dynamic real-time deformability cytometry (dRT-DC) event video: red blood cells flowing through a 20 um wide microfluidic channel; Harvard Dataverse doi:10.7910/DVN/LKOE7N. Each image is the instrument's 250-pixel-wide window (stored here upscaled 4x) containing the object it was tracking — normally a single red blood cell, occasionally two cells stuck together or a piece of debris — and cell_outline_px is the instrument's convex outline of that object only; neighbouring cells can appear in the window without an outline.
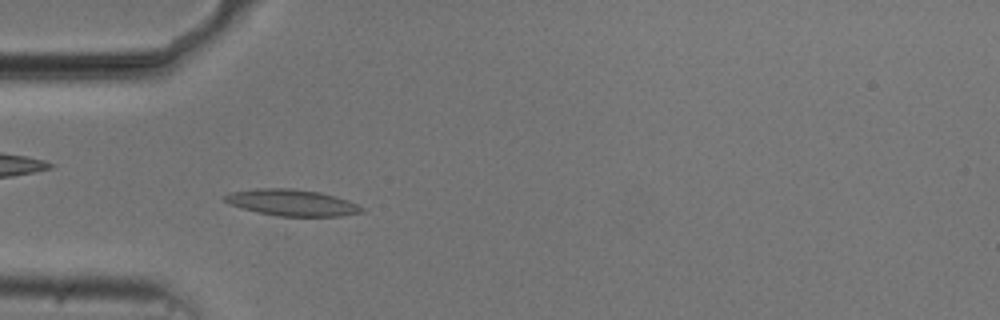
{"species": "common noctule bat (a hibernating species)", "species_latin": "Nyctalus noctula", "temperature_condition": "cold", "stored_images_in_passage": 53, "camera_frame_rate_fps": 3000, "um_per_image_px": 0.085, "animal": {"sex": "male", "body_mass_g": 20.5, "forearm_length_mm": 52.5}, "frame": {"image": 1, "passage_image": 15, "time_ms": 4.667, "image_size_px": [1000, 320], "cell_outline_px": [[364, 212], [340, 216], [280, 216], [260, 212], [228, 204], [224, 200], [224, 196], [232, 192], [256, 188], [292, 188], [320, 192], [336, 196], [348, 200], [364, 208]], "centroid_in_image_um": [24.85, 17.21], "position_along_channel_um": 60.2, "area_um2": 20.92}}
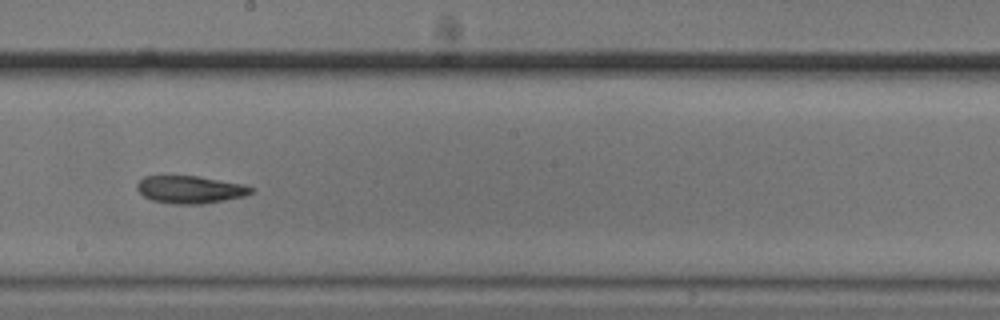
{"frame": {"image": 2, "passage_image": 29, "time_ms": 9.333, "image_size_px": [1000, 320], "cell_outline_px": [[256, 188], [252, 192], [244, 196], [224, 200], [200, 204], [172, 204], [152, 200], [144, 196], [136, 188], [136, 184], [144, 176], [196, 176], [240, 184]], "centroid_in_image_um": [16.13, 16.12], "position_along_channel_um": 232.1, "area_um2": 18.09}}
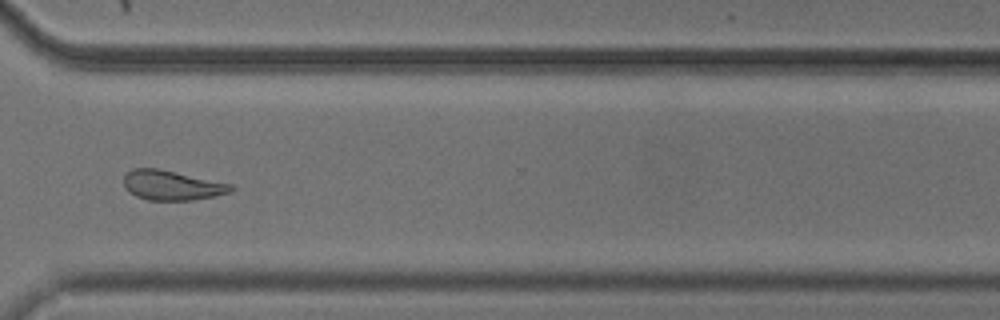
{"frame": {"image": 3, "passage_image": 39, "time_ms": 12.667, "image_size_px": [1000, 320], "cell_outline_px": [[236, 188], [232, 192], [216, 196], [192, 200], [148, 200], [136, 196], [128, 192], [124, 188], [124, 176], [132, 168], [156, 168], [232, 184]], "centroid_in_image_um": [14.61, 15.76], "position_along_channel_um": 356.0, "area_um2": 18.61}, "authors_computed_cell_mechanics": {"area_um2": 19.4208, "velocity_mm_per_s": 3.7268, "shape_relaxation_time_tau1_ms": 4.7894, "shape_relaxation_time_tau2_ms": 2.9578, "deformation_change_tau1": 0.1358, "deformation_change_tau2": 0.0988}}